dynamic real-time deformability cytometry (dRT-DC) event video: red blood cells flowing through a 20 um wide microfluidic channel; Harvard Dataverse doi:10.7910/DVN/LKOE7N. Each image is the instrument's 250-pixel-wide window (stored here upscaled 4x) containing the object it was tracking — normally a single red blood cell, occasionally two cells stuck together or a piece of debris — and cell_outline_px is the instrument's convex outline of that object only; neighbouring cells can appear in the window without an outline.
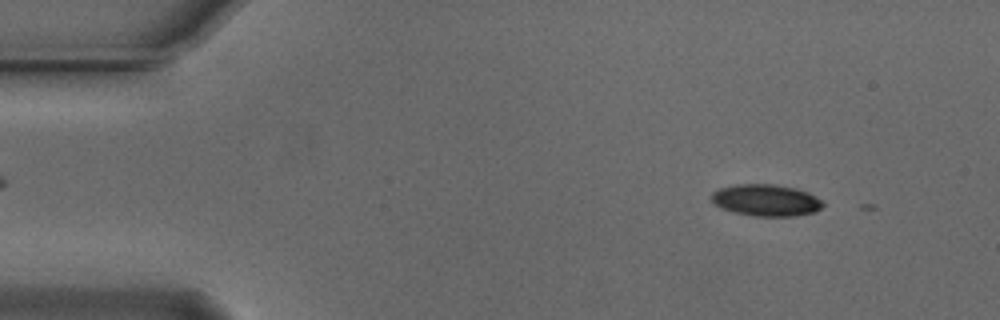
{"species": "Egyptian fruit bat (a non-hibernating species)", "species_latin": "Rousettus aegyptiacus", "temperature_condition": "cold", "stored_images_in_passage": 5, "camera_frame_rate_fps": 3000, "um_per_image_px": 0.085, "animal": {"sex": "male"}, "frame": {"image": 1, "passage_image": 1, "time_ms": 0.0, "image_size_px": [1000, 320], "cell_outline_px": [[824, 204], [820, 208], [812, 212], [796, 216], [756, 216], [736, 212], [724, 208], [716, 204], [712, 200], [712, 192], [720, 188], [736, 184], [776, 184], [796, 188], [808, 192], [820, 200]], "centroid_in_image_um": [65.13, 17.0], "position_along_channel_um": 19.9, "area_um2": 20.29}}